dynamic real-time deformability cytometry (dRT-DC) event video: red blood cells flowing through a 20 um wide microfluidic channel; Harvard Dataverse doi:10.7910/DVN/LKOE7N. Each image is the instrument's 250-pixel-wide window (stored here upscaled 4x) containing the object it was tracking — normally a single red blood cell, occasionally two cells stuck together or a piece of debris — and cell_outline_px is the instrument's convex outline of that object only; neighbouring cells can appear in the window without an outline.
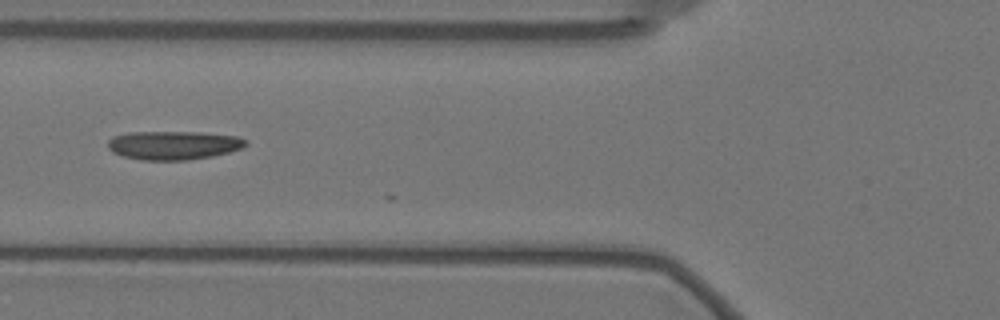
{"species": "Egyptian fruit bat (a non-hibernating species)", "species_latin": "Rousettus aegyptiacus", "temperature_condition": "warm", "stored_images_in_passage": 14, "camera_frame_rate_fps": 3000, "um_per_image_px": 0.085, "animal": {"sex": "female"}, "frame": {"image": 1, "passage_image": 13, "time_ms": 4.0, "image_size_px": [1000, 320], "cell_outline_px": [[248, 144], [240, 148], [228, 152], [212, 156], [188, 160], [140, 160], [124, 156], [112, 152], [108, 148], [108, 140], [112, 136], [128, 132], [200, 132], [236, 136], [248, 140]], "centroid_in_image_um": [14.72, 12.34], "position_along_channel_um": 111.1, "area_um2": 23.12}}